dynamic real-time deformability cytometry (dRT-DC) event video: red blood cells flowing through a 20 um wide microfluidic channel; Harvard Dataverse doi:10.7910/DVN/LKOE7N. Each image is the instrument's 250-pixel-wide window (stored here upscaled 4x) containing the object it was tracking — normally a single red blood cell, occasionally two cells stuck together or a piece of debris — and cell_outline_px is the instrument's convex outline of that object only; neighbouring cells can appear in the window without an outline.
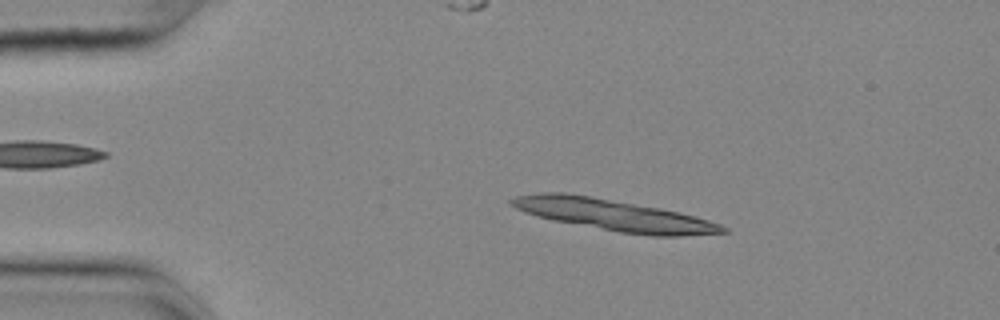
{"species": "common noctule bat (a hibernating species)", "species_latin": "Nyctalus noctula", "temperature_condition": "cold", "stored_images_in_passage": 15, "camera_frame_rate_fps": 3000, "um_per_image_px": 0.085, "animal": {"sex": "female", "body_mass_g": 25.1}, "frame": {"image": 1, "passage_image": 9, "time_ms": 2.667, "image_size_px": [1000, 320], "cell_outline_px": [[728, 232], [680, 236], [652, 236], [620, 232], [552, 220], [536, 216], [524, 212], [508, 204], [508, 200], [516, 196], [540, 192], [564, 192], [660, 208], [680, 212], [708, 220], [720, 224], [728, 228]], "centroid_in_image_um": [52.13, 18.27], "position_along_channel_um": 32.9, "area_um2": 38.38}}